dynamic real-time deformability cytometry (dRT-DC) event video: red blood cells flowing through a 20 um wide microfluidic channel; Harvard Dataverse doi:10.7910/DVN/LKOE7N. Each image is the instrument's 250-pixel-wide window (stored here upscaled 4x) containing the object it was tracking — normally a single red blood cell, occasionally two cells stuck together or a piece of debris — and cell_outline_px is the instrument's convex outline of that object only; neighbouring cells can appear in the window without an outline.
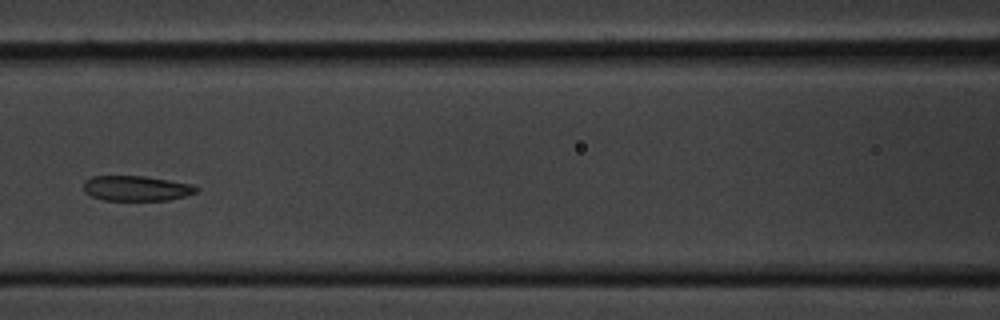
{"species": "common noctule bat (a hibernating species)", "species_latin": "Nyctalus noctula", "temperature_condition": "cold", "stored_images_in_passage": 15, "segment_of_instrument_passage": [1, 2], "camera_frame_rate_fps": 3000, "um_per_image_px": 0.085, "animal": {"sex": "male", "body_mass_g": 20.1, "forearm_length_mm": 53.5}, "frame": {"image": 1, "passage_image": 7, "time_ms": 2.0, "image_size_px": [1000, 320], "cell_outline_px": [[200, 188], [196, 192], [184, 196], [168, 200], [104, 200], [92, 196], [84, 192], [84, 180], [92, 176], [144, 176], [192, 184]], "centroid_in_image_um": [11.58, 16.0], "position_along_channel_um": 155.0, "area_um2": 16.47}}
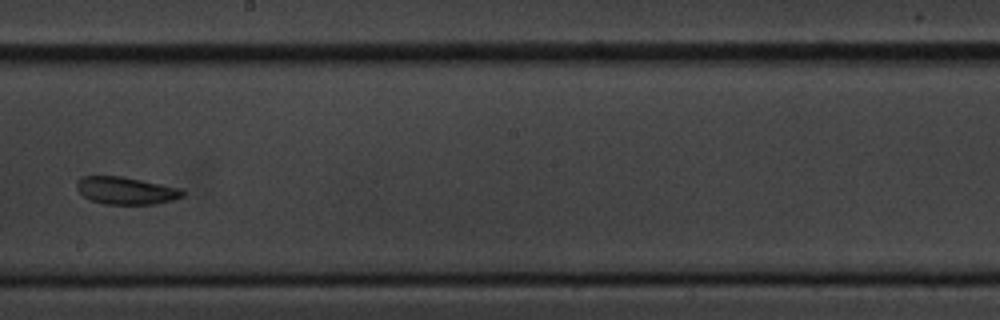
{"frame": {"image": 2, "passage_image": 9, "time_ms": 2.667, "image_size_px": [1000, 320], "cell_outline_px": [[184, 196], [172, 200], [156, 204], [104, 204], [92, 200], [84, 196], [76, 188], [76, 180], [80, 176], [124, 176], [180, 188], [184, 192]], "centroid_in_image_um": [10.69, 16.19], "position_along_channel_um": 237.5, "area_um2": 16.99}}
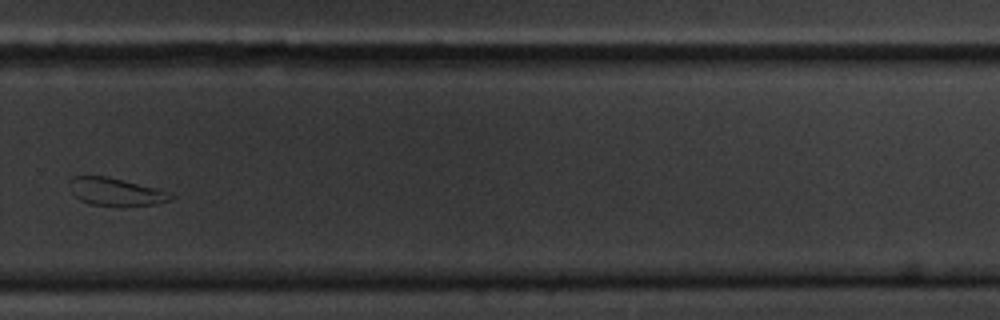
{"frame": {"image": 3, "passage_image": 11, "time_ms": 3.333, "image_size_px": [1000, 320], "cell_outline_px": [[176, 196], [172, 200], [156, 204], [92, 204], [80, 200], [72, 192], [68, 180], [72, 176], [108, 176], [172, 192]], "centroid_in_image_um": [9.87, 16.26], "position_along_channel_um": 319.9, "area_um2": 16.01}}